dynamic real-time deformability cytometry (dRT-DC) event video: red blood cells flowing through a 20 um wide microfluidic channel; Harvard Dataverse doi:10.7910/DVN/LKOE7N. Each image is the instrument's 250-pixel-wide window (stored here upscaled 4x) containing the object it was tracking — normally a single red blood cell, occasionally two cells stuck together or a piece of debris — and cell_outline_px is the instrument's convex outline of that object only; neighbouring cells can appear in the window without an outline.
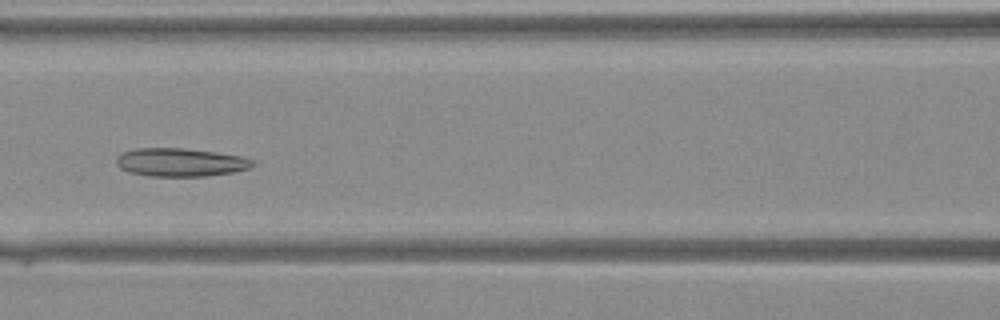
{"species": "Egyptian fruit bat (a non-hibernating species)", "species_latin": "Rousettus aegyptiacus", "temperature_condition": "warm", "stored_images_in_passage": 14, "camera_frame_rate_fps": 3000, "um_per_image_px": 0.085, "animal": {"sex": "female"}, "frame": {"image": 1, "passage_image": 7, "time_ms": 2.0, "image_size_px": [1000, 320], "cell_outline_px": [[256, 164], [248, 168], [232, 172], [208, 176], [152, 176], [128, 172], [120, 168], [116, 164], [116, 156], [124, 152], [136, 148], [184, 148], [216, 152], [240, 156], [256, 160]], "centroid_in_image_um": [15.34, 13.79], "position_along_channel_um": 151.3, "area_um2": 22.54}}
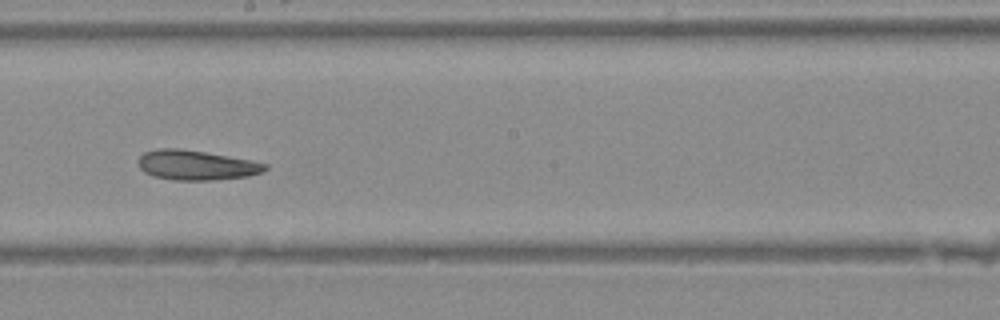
{"frame": {"image": 2, "passage_image": 12, "time_ms": 3.667, "image_size_px": [1000, 320], "cell_outline_px": [[268, 168], [260, 172], [248, 176], [212, 180], [172, 180], [152, 176], [144, 172], [140, 168], [140, 156], [144, 152], [156, 148], [180, 148], [204, 152], [248, 160], [268, 164]], "centroid_in_image_um": [16.64, 14.04], "position_along_channel_um": 231.6, "area_um2": 21.79}}